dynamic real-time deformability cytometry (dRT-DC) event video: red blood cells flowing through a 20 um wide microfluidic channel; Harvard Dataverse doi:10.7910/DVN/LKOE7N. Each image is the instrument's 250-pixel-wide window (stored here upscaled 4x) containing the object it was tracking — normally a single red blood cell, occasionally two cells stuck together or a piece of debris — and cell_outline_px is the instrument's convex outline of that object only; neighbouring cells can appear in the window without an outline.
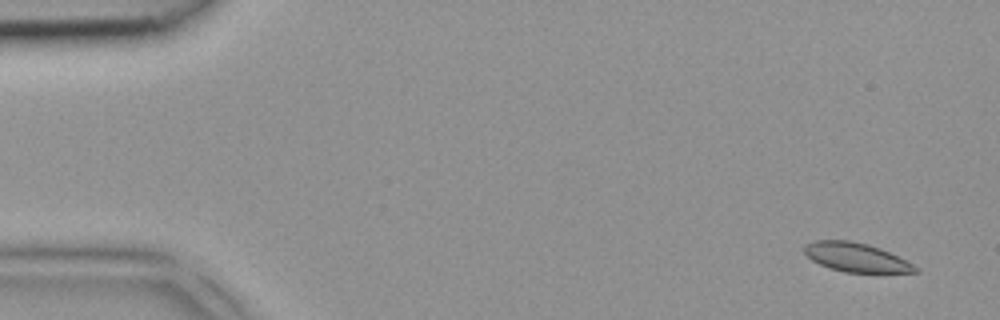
{"species": "common noctule bat (a hibernating species)", "species_latin": "Nyctalus noctula", "temperature_condition": "room temperature", "stored_images_in_passage": 5, "segment_of_instrument_passage": [1, 2], "camera_frame_rate_fps": 3000, "um_per_image_px": 0.085, "animal": {"sex": "female", "body_mass_g": 18.4}, "frame": {"image": 1, "passage_image": 1, "time_ms": 0.0, "image_size_px": [1000, 320], "cell_outline_px": [[920, 272], [844, 272], [828, 268], [812, 260], [804, 252], [804, 244], [816, 240], [848, 240], [868, 244], [880, 248], [920, 268]], "centroid_in_image_um": [72.73, 21.87], "position_along_channel_um": 12.3, "area_um2": 18.55}}
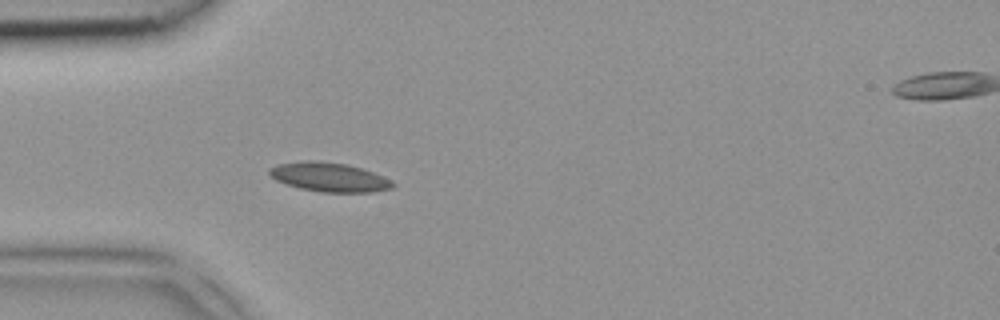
{"frame": {"image": 2, "passage_image": 4, "time_ms": 1.0, "image_size_px": [1000, 320], "cell_outline_px": [[396, 184], [392, 188], [372, 192], [320, 192], [300, 188], [276, 180], [268, 172], [268, 168], [276, 164], [304, 160], [320, 160], [348, 164], [384, 176], [392, 180]], "centroid_in_image_um": [27.99, 15.04], "position_along_channel_um": 57.0, "area_um2": 21.1}}